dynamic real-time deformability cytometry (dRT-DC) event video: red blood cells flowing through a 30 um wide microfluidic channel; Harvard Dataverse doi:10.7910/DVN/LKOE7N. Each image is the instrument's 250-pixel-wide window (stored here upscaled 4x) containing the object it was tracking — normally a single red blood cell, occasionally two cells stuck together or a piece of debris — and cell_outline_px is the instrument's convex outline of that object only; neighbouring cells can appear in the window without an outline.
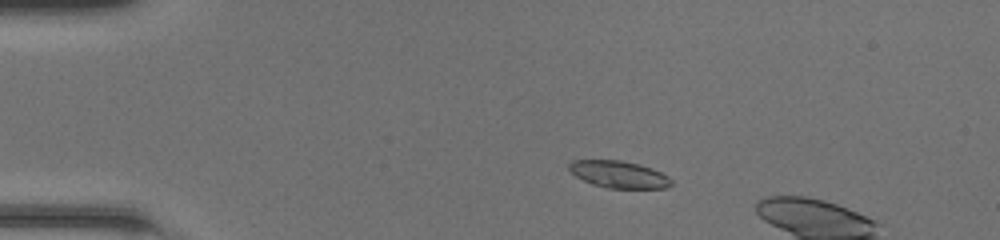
{"species": "common noctule bat (a hibernating species)", "species_latin": "Nyctalus noctula", "temperature_condition": "room temperature", "stored_images_in_passage": 11, "camera_frame_rate_fps": 3000, "um_per_image_px": 0.085, "animal": {"sex": "female", "body_mass_g": 20.0, "forearm_length_mm": 54.0}, "frame": {"image": 1, "passage_image": 7, "time_ms": 2.0, "image_size_px": [1000, 240], "cell_outline_px": [[672, 184], [668, 188], [608, 188], [592, 184], [576, 176], [568, 168], [568, 164], [572, 160], [620, 160], [640, 164], [652, 168], [668, 176], [672, 180]], "centroid_in_image_um": [52.62, 14.82], "position_along_channel_um": 32.4, "area_um2": 16.13}}